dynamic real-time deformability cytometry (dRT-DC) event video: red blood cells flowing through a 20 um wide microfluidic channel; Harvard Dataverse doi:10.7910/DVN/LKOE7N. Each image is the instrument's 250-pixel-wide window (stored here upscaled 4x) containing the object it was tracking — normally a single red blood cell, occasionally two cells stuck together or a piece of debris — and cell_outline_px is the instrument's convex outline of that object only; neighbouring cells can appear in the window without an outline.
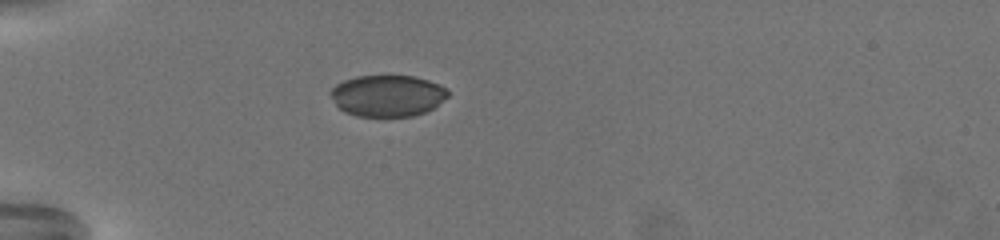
{"species": "common noctule bat (a hibernating species)", "species_latin": "Nyctalus noctula", "temperature_condition": "warm", "stored_images_in_passage": 46, "camera_frame_rate_fps": 3000, "um_per_image_px": 0.085, "animal": {"sex": "female", "body_mass_g": 19.5, "forearm_length_mm": 54.1}, "frame": {"image": 1, "passage_image": 1, "time_ms": 0.0, "image_size_px": [1000, 240], "cell_outline_px": [[448, 96], [432, 108], [424, 112], [412, 116], [356, 116], [344, 112], [336, 104], [328, 92], [336, 84], [344, 80], [356, 76], [416, 76], [440, 84], [448, 92]], "centroid_in_image_um": [32.91, 8.13], "position_along_channel_um": 52.1, "area_um2": 28.26}}